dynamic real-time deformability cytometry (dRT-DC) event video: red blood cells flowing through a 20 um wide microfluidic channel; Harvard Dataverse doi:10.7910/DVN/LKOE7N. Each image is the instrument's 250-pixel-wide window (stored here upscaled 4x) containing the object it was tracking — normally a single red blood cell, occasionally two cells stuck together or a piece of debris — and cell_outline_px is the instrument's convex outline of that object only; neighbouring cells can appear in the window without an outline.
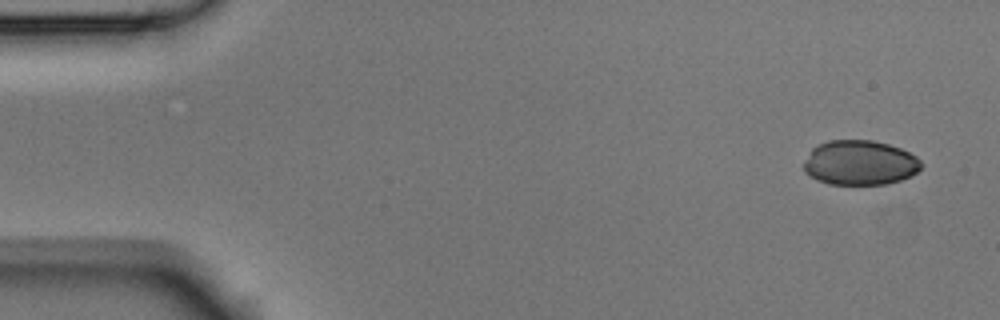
{"species": "Egyptian fruit bat (a non-hibernating species)", "species_latin": "Rousettus aegyptiacus", "temperature_condition": "room temperature", "stored_images_in_passage": 6, "camera_frame_rate_fps": 3000, "um_per_image_px": 0.085, "animal": {"sex": "male"}, "frame": {"image": 1, "passage_image": 1, "time_ms": 0.0, "image_size_px": [1000, 320], "cell_outline_px": [[920, 168], [916, 172], [900, 180], [888, 184], [828, 184], [816, 180], [804, 172], [804, 164], [812, 148], [816, 144], [828, 140], [872, 140], [888, 144], [900, 148], [916, 156], [920, 160]], "centroid_in_image_um": [73.05, 13.83], "position_along_channel_um": 11.9, "area_um2": 30.58}}
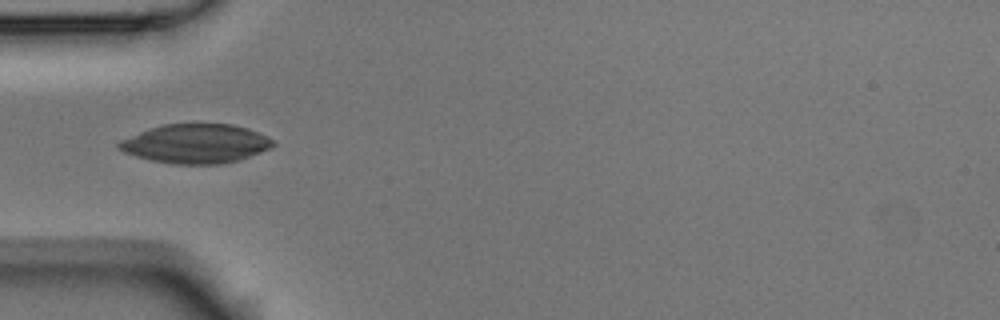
{"frame": {"image": 2, "passage_image": 5, "time_ms": 1.333, "image_size_px": [1000, 320], "cell_outline_px": [[276, 144], [272, 148], [240, 160], [220, 164], [172, 164], [152, 160], [136, 156], [124, 152], [116, 148], [116, 144], [120, 140], [140, 132], [164, 124], [232, 124], [248, 128], [268, 136]], "centroid_in_image_um": [16.67, 12.22], "position_along_channel_um": 68.3, "area_um2": 35.2}}
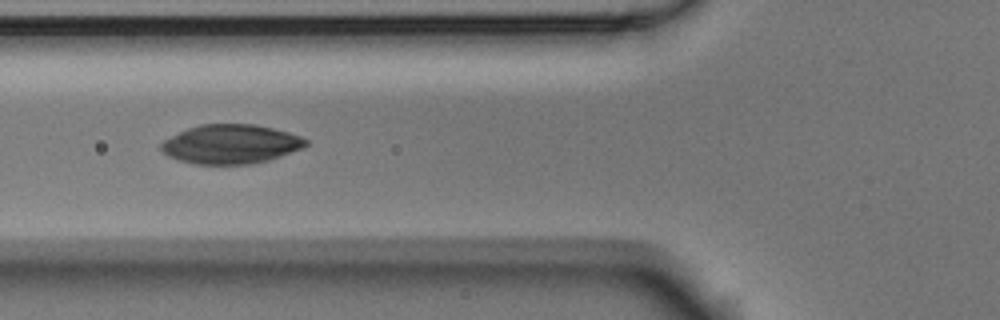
{"frame": {"image": 3, "passage_image": 6, "time_ms": 1.667, "image_size_px": [1000, 320], "cell_outline_px": [[308, 144], [304, 148], [268, 160], [248, 164], [196, 164], [180, 160], [168, 156], [160, 148], [160, 144], [164, 140], [188, 128], [200, 124], [256, 124], [288, 132], [300, 136], [308, 140]], "centroid_in_image_um": [19.64, 12.25], "position_along_channel_um": 106.2, "area_um2": 32.89}}